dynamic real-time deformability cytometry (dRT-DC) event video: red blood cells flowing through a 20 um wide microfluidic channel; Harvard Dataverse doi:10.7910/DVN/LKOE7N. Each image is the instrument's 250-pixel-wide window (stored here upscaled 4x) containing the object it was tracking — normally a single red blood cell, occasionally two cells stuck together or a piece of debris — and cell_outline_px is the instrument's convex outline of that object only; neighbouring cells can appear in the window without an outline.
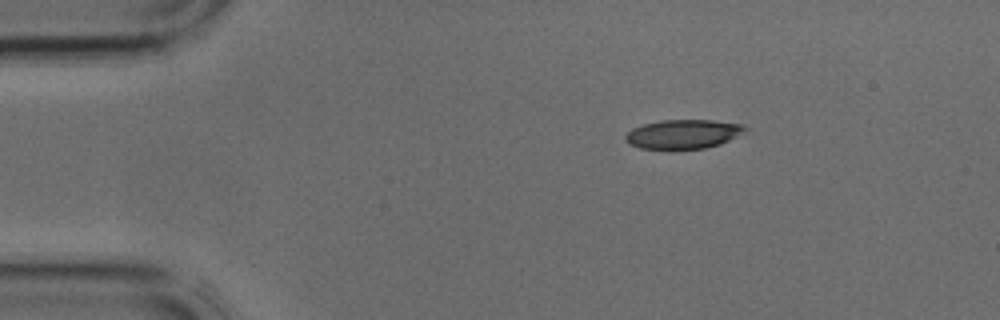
{"species": "common noctule bat (a hibernating species)", "species_latin": "Nyctalus noctula", "temperature_condition": "cold", "stored_images_in_passage": 2, "camera_frame_rate_fps": 3000, "um_per_image_px": 0.085, "animal": {"sex": "male", "body_mass_g": 17.9, "forearm_length_mm": 54.2}, "frame": {"image": 1, "passage_image": 2, "time_ms": 0.333, "image_size_px": [1000, 320], "cell_outline_px": [[748, 128], [736, 136], [720, 144], [704, 148], [672, 152], [640, 148], [628, 144], [624, 140], [624, 136], [632, 128], [644, 124], [660, 120], [712, 120], [740, 124]], "centroid_in_image_um": [57.98, 11.44], "position_along_channel_um": 27.0, "area_um2": 20.92}}